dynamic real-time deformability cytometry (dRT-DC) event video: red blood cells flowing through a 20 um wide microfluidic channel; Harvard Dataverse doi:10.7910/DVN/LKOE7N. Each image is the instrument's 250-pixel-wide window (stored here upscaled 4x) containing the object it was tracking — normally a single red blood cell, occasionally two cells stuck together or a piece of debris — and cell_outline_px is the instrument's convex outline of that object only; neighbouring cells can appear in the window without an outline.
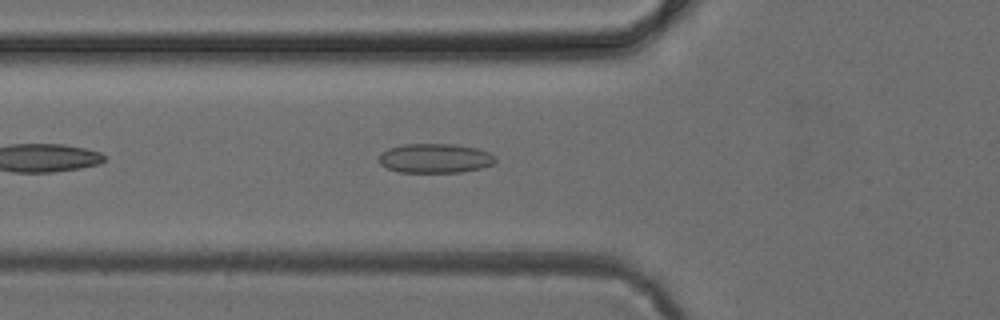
{"species": "common noctule bat (a hibernating species)", "species_latin": "Nyctalus noctula", "temperature_condition": "cold", "stored_images_in_passage": 36, "camera_frame_rate_fps": 3000, "um_per_image_px": 0.085, "animal": {"sex": "female", "body_mass_g": 24.6, "forearm_length_mm": 56.2}, "frame": {"image": 1, "passage_image": 5, "time_ms": 1.333, "image_size_px": [1000, 320], "cell_outline_px": [[496, 160], [492, 164], [480, 168], [460, 172], [400, 172], [388, 168], [380, 164], [380, 152], [388, 148], [404, 144], [456, 144], [476, 148], [488, 152], [496, 156]], "centroid_in_image_um": [36.98, 13.44], "position_along_channel_um": 88.8, "area_um2": 19.88}}
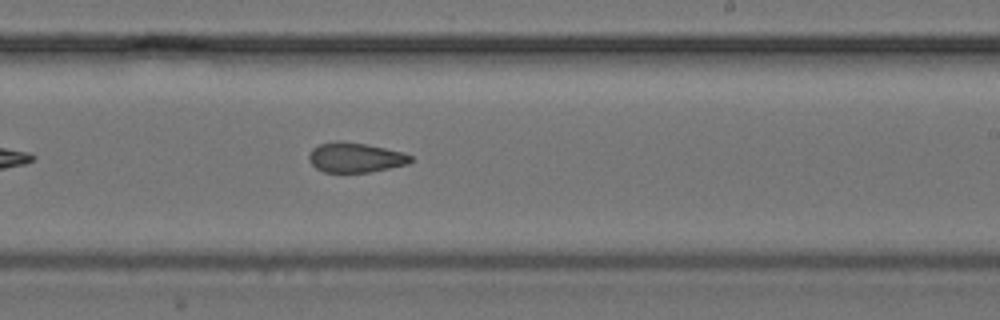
{"frame": {"image": 2, "passage_image": 17, "time_ms": 5.333, "image_size_px": [1000, 320], "cell_outline_px": [[412, 160], [408, 164], [368, 172], [324, 172], [316, 168], [308, 160], [308, 152], [312, 148], [320, 144], [336, 140], [364, 144], [404, 152], [412, 156]], "centroid_in_image_um": [30.17, 13.38], "position_along_channel_um": 258.8, "area_um2": 17.63}}
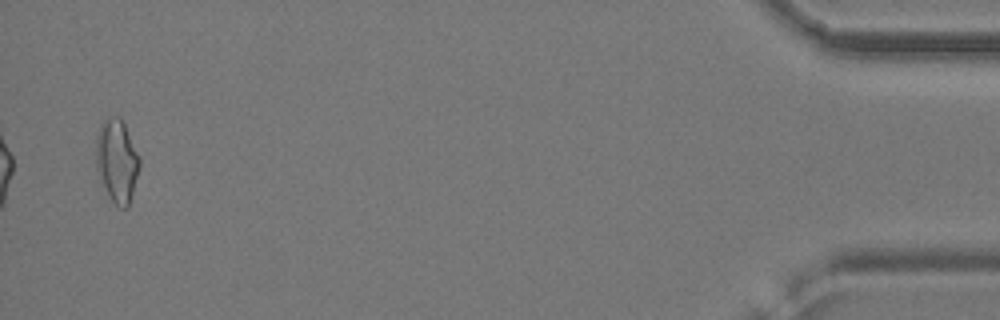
{"frame": {"image": 3, "passage_image": 35, "time_ms": 11.333, "image_size_px": [1000, 320], "cell_outline_px": [[140, 168], [128, 208], [120, 208], [108, 196], [96, 168], [96, 132], [100, 124], [108, 116], [120, 116], [140, 156]], "centroid_in_image_um": [9.94, 13.64], "position_along_channel_um": 425.3, "area_um2": 21.27}}